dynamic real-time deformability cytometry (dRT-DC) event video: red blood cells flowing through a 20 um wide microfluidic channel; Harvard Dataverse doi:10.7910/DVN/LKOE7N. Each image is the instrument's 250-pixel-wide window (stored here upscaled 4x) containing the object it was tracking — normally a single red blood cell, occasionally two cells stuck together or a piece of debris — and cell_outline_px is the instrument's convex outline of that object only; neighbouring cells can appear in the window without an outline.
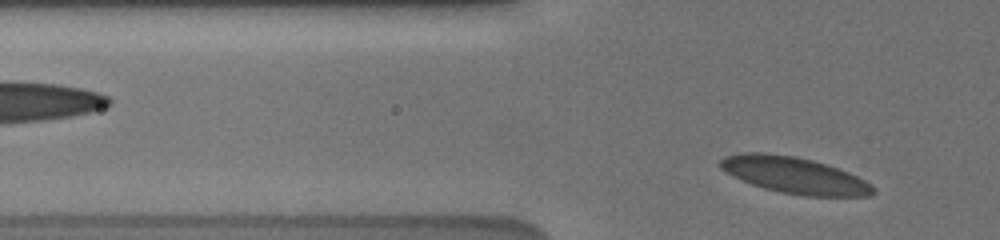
{"species": "human", "species_latin": "Homo sapiens", "temperature_condition": "cold", "stored_images_in_passage": 5, "segment_of_instrument_passage": [2, 2], "camera_frame_rate_fps": 3000, "um_per_image_px": 0.085, "donor": {"sex": "male"}, "frame": {"image": 1, "passage_image": 5, "time_ms": 3.333, "image_size_px": [1000, 240], "cell_outline_px": [[876, 192], [872, 196], [804, 196], [780, 192], [764, 188], [752, 184], [732, 176], [724, 172], [720, 168], [720, 160], [724, 156], [740, 152], [764, 152], [796, 156], [812, 160], [848, 172], [872, 184], [876, 188]], "centroid_in_image_um": [67.51, 14.89], "position_along_channel_um": 58.3, "area_um2": 32.6}}